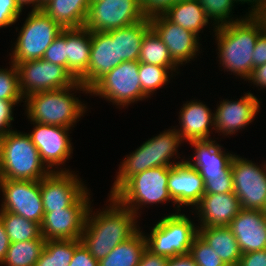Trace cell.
Returning <instances> with one entry per match:
<instances>
[{"label":"cell","mask_w":266,"mask_h":266,"mask_svg":"<svg viewBox=\"0 0 266 266\" xmlns=\"http://www.w3.org/2000/svg\"><path fill=\"white\" fill-rule=\"evenodd\" d=\"M107 202L110 205L99 210L100 212L95 213L89 207L81 236L82 244L98 261L140 229L137 224L139 216L121 205L113 196H109Z\"/></svg>","instance_id":"6da1fadb"},{"label":"cell","mask_w":266,"mask_h":266,"mask_svg":"<svg viewBox=\"0 0 266 266\" xmlns=\"http://www.w3.org/2000/svg\"><path fill=\"white\" fill-rule=\"evenodd\" d=\"M219 64L228 72L247 81L252 74V53L263 31L252 16L231 24L213 28ZM239 75V76H238Z\"/></svg>","instance_id":"7a4b0ae2"},{"label":"cell","mask_w":266,"mask_h":266,"mask_svg":"<svg viewBox=\"0 0 266 266\" xmlns=\"http://www.w3.org/2000/svg\"><path fill=\"white\" fill-rule=\"evenodd\" d=\"M74 90L89 94V90L77 80L67 88L38 92L25 97L23 102L26 105L27 118L30 122L74 127L87 111V105L72 93Z\"/></svg>","instance_id":"3957f363"},{"label":"cell","mask_w":266,"mask_h":266,"mask_svg":"<svg viewBox=\"0 0 266 266\" xmlns=\"http://www.w3.org/2000/svg\"><path fill=\"white\" fill-rule=\"evenodd\" d=\"M183 143L176 128L168 129L155 137L145 141L135 151L127 155L119 166V172L115 177L113 187L110 191L112 196L130 177L143 172L147 169L160 166L172 167L185 162V158L181 161H171L172 157H178V147ZM174 162V163H173Z\"/></svg>","instance_id":"277c9868"},{"label":"cell","mask_w":266,"mask_h":266,"mask_svg":"<svg viewBox=\"0 0 266 266\" xmlns=\"http://www.w3.org/2000/svg\"><path fill=\"white\" fill-rule=\"evenodd\" d=\"M49 173L28 133L12 129L0 139V179L40 181Z\"/></svg>","instance_id":"5b68a950"},{"label":"cell","mask_w":266,"mask_h":266,"mask_svg":"<svg viewBox=\"0 0 266 266\" xmlns=\"http://www.w3.org/2000/svg\"><path fill=\"white\" fill-rule=\"evenodd\" d=\"M169 167L147 169L130 177L112 196L136 216L145 205L172 201L168 191Z\"/></svg>","instance_id":"8992f818"},{"label":"cell","mask_w":266,"mask_h":266,"mask_svg":"<svg viewBox=\"0 0 266 266\" xmlns=\"http://www.w3.org/2000/svg\"><path fill=\"white\" fill-rule=\"evenodd\" d=\"M195 226L183 213L166 215L152 227L150 234L145 235L147 249L167 258L189 254L193 240L198 235V226Z\"/></svg>","instance_id":"52a82bcc"},{"label":"cell","mask_w":266,"mask_h":266,"mask_svg":"<svg viewBox=\"0 0 266 266\" xmlns=\"http://www.w3.org/2000/svg\"><path fill=\"white\" fill-rule=\"evenodd\" d=\"M62 30L63 28L43 10H31L19 31L14 48H11V63L17 65L29 60L42 59L46 49Z\"/></svg>","instance_id":"ba28073f"},{"label":"cell","mask_w":266,"mask_h":266,"mask_svg":"<svg viewBox=\"0 0 266 266\" xmlns=\"http://www.w3.org/2000/svg\"><path fill=\"white\" fill-rule=\"evenodd\" d=\"M139 65V61L121 62L103 76L89 90V94L105 98L119 108L147 99L141 88Z\"/></svg>","instance_id":"9c48e42d"},{"label":"cell","mask_w":266,"mask_h":266,"mask_svg":"<svg viewBox=\"0 0 266 266\" xmlns=\"http://www.w3.org/2000/svg\"><path fill=\"white\" fill-rule=\"evenodd\" d=\"M145 18L139 0H98L90 2L84 27L91 32H107Z\"/></svg>","instance_id":"30bf717a"},{"label":"cell","mask_w":266,"mask_h":266,"mask_svg":"<svg viewBox=\"0 0 266 266\" xmlns=\"http://www.w3.org/2000/svg\"><path fill=\"white\" fill-rule=\"evenodd\" d=\"M234 194L242 209L263 210L266 204V162L259 166L234 154L231 162Z\"/></svg>","instance_id":"8fae6325"},{"label":"cell","mask_w":266,"mask_h":266,"mask_svg":"<svg viewBox=\"0 0 266 266\" xmlns=\"http://www.w3.org/2000/svg\"><path fill=\"white\" fill-rule=\"evenodd\" d=\"M0 191L3 197L0 211H8L42 224L44 207L40 181L0 179Z\"/></svg>","instance_id":"7c38bea8"},{"label":"cell","mask_w":266,"mask_h":266,"mask_svg":"<svg viewBox=\"0 0 266 266\" xmlns=\"http://www.w3.org/2000/svg\"><path fill=\"white\" fill-rule=\"evenodd\" d=\"M17 69L24 98L38 92L67 88L77 81L63 66L43 59L18 63Z\"/></svg>","instance_id":"4fadbf2b"},{"label":"cell","mask_w":266,"mask_h":266,"mask_svg":"<svg viewBox=\"0 0 266 266\" xmlns=\"http://www.w3.org/2000/svg\"><path fill=\"white\" fill-rule=\"evenodd\" d=\"M89 189L71 206L44 213L41 235L47 240L81 239L86 215L91 207Z\"/></svg>","instance_id":"5bb4252c"},{"label":"cell","mask_w":266,"mask_h":266,"mask_svg":"<svg viewBox=\"0 0 266 266\" xmlns=\"http://www.w3.org/2000/svg\"><path fill=\"white\" fill-rule=\"evenodd\" d=\"M31 124L34 125V128L28 134L39 151L43 164L50 172H69V169H59L58 166L63 165L73 153L70 135L68 134L71 128L38 122H31ZM54 166L57 170L52 168Z\"/></svg>","instance_id":"9a60e30c"},{"label":"cell","mask_w":266,"mask_h":266,"mask_svg":"<svg viewBox=\"0 0 266 266\" xmlns=\"http://www.w3.org/2000/svg\"><path fill=\"white\" fill-rule=\"evenodd\" d=\"M151 29L167 46L178 66L189 63L200 53L199 36L169 21L163 14L149 17Z\"/></svg>","instance_id":"2e32d148"},{"label":"cell","mask_w":266,"mask_h":266,"mask_svg":"<svg viewBox=\"0 0 266 266\" xmlns=\"http://www.w3.org/2000/svg\"><path fill=\"white\" fill-rule=\"evenodd\" d=\"M72 172H50L40 180L44 213L71 207L88 190Z\"/></svg>","instance_id":"e0dca14e"},{"label":"cell","mask_w":266,"mask_h":266,"mask_svg":"<svg viewBox=\"0 0 266 266\" xmlns=\"http://www.w3.org/2000/svg\"><path fill=\"white\" fill-rule=\"evenodd\" d=\"M219 104L214 112V130L225 136H231L253 122L261 107L258 98L250 92L239 100L223 99Z\"/></svg>","instance_id":"ac0fdd59"},{"label":"cell","mask_w":266,"mask_h":266,"mask_svg":"<svg viewBox=\"0 0 266 266\" xmlns=\"http://www.w3.org/2000/svg\"><path fill=\"white\" fill-rule=\"evenodd\" d=\"M118 65L117 39L107 32H91V50L87 71L78 79L90 90Z\"/></svg>","instance_id":"d6986e66"},{"label":"cell","mask_w":266,"mask_h":266,"mask_svg":"<svg viewBox=\"0 0 266 266\" xmlns=\"http://www.w3.org/2000/svg\"><path fill=\"white\" fill-rule=\"evenodd\" d=\"M168 191L179 212L184 205L194 208L200 202L205 183L196 169L183 162L169 167Z\"/></svg>","instance_id":"ffe728a7"},{"label":"cell","mask_w":266,"mask_h":266,"mask_svg":"<svg viewBox=\"0 0 266 266\" xmlns=\"http://www.w3.org/2000/svg\"><path fill=\"white\" fill-rule=\"evenodd\" d=\"M228 227L242 254L266 249V215L263 211L241 209Z\"/></svg>","instance_id":"44dd1931"},{"label":"cell","mask_w":266,"mask_h":266,"mask_svg":"<svg viewBox=\"0 0 266 266\" xmlns=\"http://www.w3.org/2000/svg\"><path fill=\"white\" fill-rule=\"evenodd\" d=\"M189 144L195 147V153L185 162L196 169L204 181L210 176L227 175L231 171L234 155L228 151L226 153L217 141L213 139L193 140L189 141Z\"/></svg>","instance_id":"7402d4cb"},{"label":"cell","mask_w":266,"mask_h":266,"mask_svg":"<svg viewBox=\"0 0 266 266\" xmlns=\"http://www.w3.org/2000/svg\"><path fill=\"white\" fill-rule=\"evenodd\" d=\"M194 209L200 220L198 227H226L242 208L234 193H215L204 194Z\"/></svg>","instance_id":"603a6c76"},{"label":"cell","mask_w":266,"mask_h":266,"mask_svg":"<svg viewBox=\"0 0 266 266\" xmlns=\"http://www.w3.org/2000/svg\"><path fill=\"white\" fill-rule=\"evenodd\" d=\"M179 112L180 128L176 129L183 142L207 140L214 127V113L203 102L187 101ZM211 126V127H210ZM185 140V141H184Z\"/></svg>","instance_id":"cb8c5ba5"},{"label":"cell","mask_w":266,"mask_h":266,"mask_svg":"<svg viewBox=\"0 0 266 266\" xmlns=\"http://www.w3.org/2000/svg\"><path fill=\"white\" fill-rule=\"evenodd\" d=\"M91 31L85 27L66 29L67 71L78 80L88 69Z\"/></svg>","instance_id":"d4e9b609"},{"label":"cell","mask_w":266,"mask_h":266,"mask_svg":"<svg viewBox=\"0 0 266 266\" xmlns=\"http://www.w3.org/2000/svg\"><path fill=\"white\" fill-rule=\"evenodd\" d=\"M90 0H49L43 5L45 12L63 29L84 27Z\"/></svg>","instance_id":"484cf974"},{"label":"cell","mask_w":266,"mask_h":266,"mask_svg":"<svg viewBox=\"0 0 266 266\" xmlns=\"http://www.w3.org/2000/svg\"><path fill=\"white\" fill-rule=\"evenodd\" d=\"M150 29L149 17H146L135 24L108 31L112 39H117L118 65L123 61H138L143 37Z\"/></svg>","instance_id":"4316f807"},{"label":"cell","mask_w":266,"mask_h":266,"mask_svg":"<svg viewBox=\"0 0 266 266\" xmlns=\"http://www.w3.org/2000/svg\"><path fill=\"white\" fill-rule=\"evenodd\" d=\"M198 235L218 253L225 265H238L242 253L228 226L198 227Z\"/></svg>","instance_id":"83f0119b"},{"label":"cell","mask_w":266,"mask_h":266,"mask_svg":"<svg viewBox=\"0 0 266 266\" xmlns=\"http://www.w3.org/2000/svg\"><path fill=\"white\" fill-rule=\"evenodd\" d=\"M163 15L171 22L199 36L209 18L197 0L176 1Z\"/></svg>","instance_id":"f1b7e54d"},{"label":"cell","mask_w":266,"mask_h":266,"mask_svg":"<svg viewBox=\"0 0 266 266\" xmlns=\"http://www.w3.org/2000/svg\"><path fill=\"white\" fill-rule=\"evenodd\" d=\"M139 229L128 240L117 245L105 258L98 261L99 266H138L147 248L145 233Z\"/></svg>","instance_id":"f546056e"},{"label":"cell","mask_w":266,"mask_h":266,"mask_svg":"<svg viewBox=\"0 0 266 266\" xmlns=\"http://www.w3.org/2000/svg\"><path fill=\"white\" fill-rule=\"evenodd\" d=\"M45 242L41 235L35 240L11 243L1 266H35Z\"/></svg>","instance_id":"4dcf8cb0"},{"label":"cell","mask_w":266,"mask_h":266,"mask_svg":"<svg viewBox=\"0 0 266 266\" xmlns=\"http://www.w3.org/2000/svg\"><path fill=\"white\" fill-rule=\"evenodd\" d=\"M81 239L47 240L35 266H69Z\"/></svg>","instance_id":"1f68e13d"},{"label":"cell","mask_w":266,"mask_h":266,"mask_svg":"<svg viewBox=\"0 0 266 266\" xmlns=\"http://www.w3.org/2000/svg\"><path fill=\"white\" fill-rule=\"evenodd\" d=\"M138 61L162 67H178L167 46L152 29L143 37Z\"/></svg>","instance_id":"d6a6232c"},{"label":"cell","mask_w":266,"mask_h":266,"mask_svg":"<svg viewBox=\"0 0 266 266\" xmlns=\"http://www.w3.org/2000/svg\"><path fill=\"white\" fill-rule=\"evenodd\" d=\"M0 219L5 226L11 243L35 240L41 236V226L39 223L27 220L8 211H0Z\"/></svg>","instance_id":"836d02e7"},{"label":"cell","mask_w":266,"mask_h":266,"mask_svg":"<svg viewBox=\"0 0 266 266\" xmlns=\"http://www.w3.org/2000/svg\"><path fill=\"white\" fill-rule=\"evenodd\" d=\"M177 69L178 67H162L140 62L139 79L141 81L142 91L150 97L156 90L168 84L170 78L173 77V72L179 74Z\"/></svg>","instance_id":"e575fe53"},{"label":"cell","mask_w":266,"mask_h":266,"mask_svg":"<svg viewBox=\"0 0 266 266\" xmlns=\"http://www.w3.org/2000/svg\"><path fill=\"white\" fill-rule=\"evenodd\" d=\"M204 8L207 17L213 22L214 28L234 23L244 19L232 17V9L234 8V0H197ZM231 17V18H230ZM235 19V20H234Z\"/></svg>","instance_id":"d590c367"},{"label":"cell","mask_w":266,"mask_h":266,"mask_svg":"<svg viewBox=\"0 0 266 266\" xmlns=\"http://www.w3.org/2000/svg\"><path fill=\"white\" fill-rule=\"evenodd\" d=\"M0 69V99L7 101H23L25 98L20 90L19 72L17 65Z\"/></svg>","instance_id":"8d00e7d4"},{"label":"cell","mask_w":266,"mask_h":266,"mask_svg":"<svg viewBox=\"0 0 266 266\" xmlns=\"http://www.w3.org/2000/svg\"><path fill=\"white\" fill-rule=\"evenodd\" d=\"M189 255L197 266H225L211 246L197 235L189 250Z\"/></svg>","instance_id":"74e56055"},{"label":"cell","mask_w":266,"mask_h":266,"mask_svg":"<svg viewBox=\"0 0 266 266\" xmlns=\"http://www.w3.org/2000/svg\"><path fill=\"white\" fill-rule=\"evenodd\" d=\"M42 59L63 66L67 70L66 29L54 39Z\"/></svg>","instance_id":"f35d334b"},{"label":"cell","mask_w":266,"mask_h":266,"mask_svg":"<svg viewBox=\"0 0 266 266\" xmlns=\"http://www.w3.org/2000/svg\"><path fill=\"white\" fill-rule=\"evenodd\" d=\"M205 194L234 193L233 176L230 171L227 175L210 176L204 181Z\"/></svg>","instance_id":"ab89813d"},{"label":"cell","mask_w":266,"mask_h":266,"mask_svg":"<svg viewBox=\"0 0 266 266\" xmlns=\"http://www.w3.org/2000/svg\"><path fill=\"white\" fill-rule=\"evenodd\" d=\"M21 102L0 99V139L12 130L11 122L14 121L13 110L15 105Z\"/></svg>","instance_id":"60d3db41"},{"label":"cell","mask_w":266,"mask_h":266,"mask_svg":"<svg viewBox=\"0 0 266 266\" xmlns=\"http://www.w3.org/2000/svg\"><path fill=\"white\" fill-rule=\"evenodd\" d=\"M146 17L163 14L176 0H139Z\"/></svg>","instance_id":"b9f144b4"},{"label":"cell","mask_w":266,"mask_h":266,"mask_svg":"<svg viewBox=\"0 0 266 266\" xmlns=\"http://www.w3.org/2000/svg\"><path fill=\"white\" fill-rule=\"evenodd\" d=\"M69 266H99L89 250L81 243L74 251Z\"/></svg>","instance_id":"7bdbcfd3"},{"label":"cell","mask_w":266,"mask_h":266,"mask_svg":"<svg viewBox=\"0 0 266 266\" xmlns=\"http://www.w3.org/2000/svg\"><path fill=\"white\" fill-rule=\"evenodd\" d=\"M266 63V32L262 31L257 40L252 53V71L253 68Z\"/></svg>","instance_id":"ee69618b"},{"label":"cell","mask_w":266,"mask_h":266,"mask_svg":"<svg viewBox=\"0 0 266 266\" xmlns=\"http://www.w3.org/2000/svg\"><path fill=\"white\" fill-rule=\"evenodd\" d=\"M238 266H266V249L242 254Z\"/></svg>","instance_id":"f6af8a7d"},{"label":"cell","mask_w":266,"mask_h":266,"mask_svg":"<svg viewBox=\"0 0 266 266\" xmlns=\"http://www.w3.org/2000/svg\"><path fill=\"white\" fill-rule=\"evenodd\" d=\"M168 259L162 255H155L146 248L138 266H166Z\"/></svg>","instance_id":"bcb514c9"},{"label":"cell","mask_w":266,"mask_h":266,"mask_svg":"<svg viewBox=\"0 0 266 266\" xmlns=\"http://www.w3.org/2000/svg\"><path fill=\"white\" fill-rule=\"evenodd\" d=\"M23 10H6V8H0V29L9 27L15 24L20 18Z\"/></svg>","instance_id":"7dc6e473"},{"label":"cell","mask_w":266,"mask_h":266,"mask_svg":"<svg viewBox=\"0 0 266 266\" xmlns=\"http://www.w3.org/2000/svg\"><path fill=\"white\" fill-rule=\"evenodd\" d=\"M248 82L260 87V89H266V63L256 68H253L251 76L247 79Z\"/></svg>","instance_id":"c3c4849f"},{"label":"cell","mask_w":266,"mask_h":266,"mask_svg":"<svg viewBox=\"0 0 266 266\" xmlns=\"http://www.w3.org/2000/svg\"><path fill=\"white\" fill-rule=\"evenodd\" d=\"M10 244L11 242L6 233L5 226L0 219V264H2Z\"/></svg>","instance_id":"681fc988"},{"label":"cell","mask_w":266,"mask_h":266,"mask_svg":"<svg viewBox=\"0 0 266 266\" xmlns=\"http://www.w3.org/2000/svg\"><path fill=\"white\" fill-rule=\"evenodd\" d=\"M166 266H197L189 254L169 258Z\"/></svg>","instance_id":"f907efd6"},{"label":"cell","mask_w":266,"mask_h":266,"mask_svg":"<svg viewBox=\"0 0 266 266\" xmlns=\"http://www.w3.org/2000/svg\"><path fill=\"white\" fill-rule=\"evenodd\" d=\"M252 17L260 24L262 30L266 32V0L261 2L260 8Z\"/></svg>","instance_id":"816d5d0a"},{"label":"cell","mask_w":266,"mask_h":266,"mask_svg":"<svg viewBox=\"0 0 266 266\" xmlns=\"http://www.w3.org/2000/svg\"><path fill=\"white\" fill-rule=\"evenodd\" d=\"M262 1L263 0H234L235 3L240 2L241 5L245 4V3H247V4L249 3L248 5L252 4L251 7H249V8H251V10L248 11L249 13L247 12L246 16H253L258 11V9L260 8Z\"/></svg>","instance_id":"f5cc1de1"},{"label":"cell","mask_w":266,"mask_h":266,"mask_svg":"<svg viewBox=\"0 0 266 266\" xmlns=\"http://www.w3.org/2000/svg\"><path fill=\"white\" fill-rule=\"evenodd\" d=\"M0 8H6V10H22L16 0H0Z\"/></svg>","instance_id":"db71d44e"},{"label":"cell","mask_w":266,"mask_h":266,"mask_svg":"<svg viewBox=\"0 0 266 266\" xmlns=\"http://www.w3.org/2000/svg\"><path fill=\"white\" fill-rule=\"evenodd\" d=\"M20 8L23 10L24 5H29L32 4V11L33 10H39V0H16Z\"/></svg>","instance_id":"11a10c76"},{"label":"cell","mask_w":266,"mask_h":266,"mask_svg":"<svg viewBox=\"0 0 266 266\" xmlns=\"http://www.w3.org/2000/svg\"><path fill=\"white\" fill-rule=\"evenodd\" d=\"M49 0H39V10H42L43 5L48 2Z\"/></svg>","instance_id":"9f6ffc18"},{"label":"cell","mask_w":266,"mask_h":266,"mask_svg":"<svg viewBox=\"0 0 266 266\" xmlns=\"http://www.w3.org/2000/svg\"><path fill=\"white\" fill-rule=\"evenodd\" d=\"M262 211L266 215V204H265V207H264V209Z\"/></svg>","instance_id":"6f0895ef"}]
</instances>
